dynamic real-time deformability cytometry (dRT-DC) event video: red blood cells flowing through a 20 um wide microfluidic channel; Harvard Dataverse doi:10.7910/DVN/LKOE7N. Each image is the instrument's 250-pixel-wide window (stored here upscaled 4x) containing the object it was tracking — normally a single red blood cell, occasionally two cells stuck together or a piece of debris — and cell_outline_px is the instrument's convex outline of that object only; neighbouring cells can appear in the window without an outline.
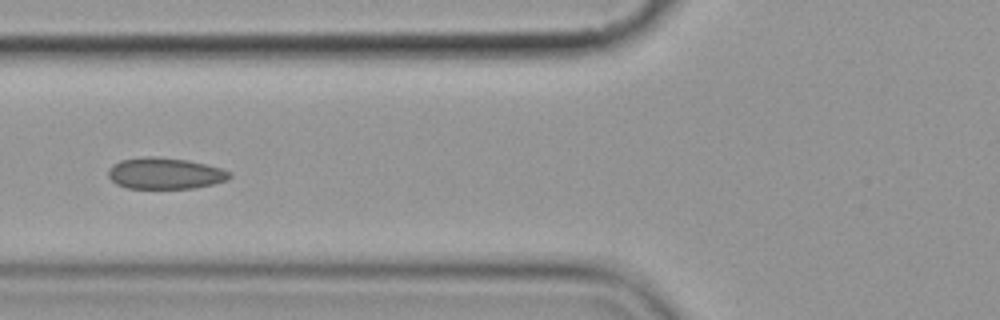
{"species": "common noctule bat (a hibernating species)", "species_latin": "Nyctalus noctula", "temperature_condition": "cold", "stored_images_in_passage": 15, "camera_frame_rate_fps": 3000, "um_per_image_px": 0.085, "animal": {"sex": "female", "body_mass_g": 19.9}, "frame": {"image": 1, "passage_image": 5, "time_ms": 5.667, "image_size_px": [1000, 320], "cell_outline_px": [[232, 176], [228, 180], [196, 188], [128, 188], [116, 184], [108, 176], [108, 168], [112, 164], [120, 160], [148, 156], [152, 156], [188, 160], [220, 168], [232, 172]], "centroid_in_image_um": [14.02, 14.74], "position_along_channel_um": 111.8, "area_um2": 22.2}}
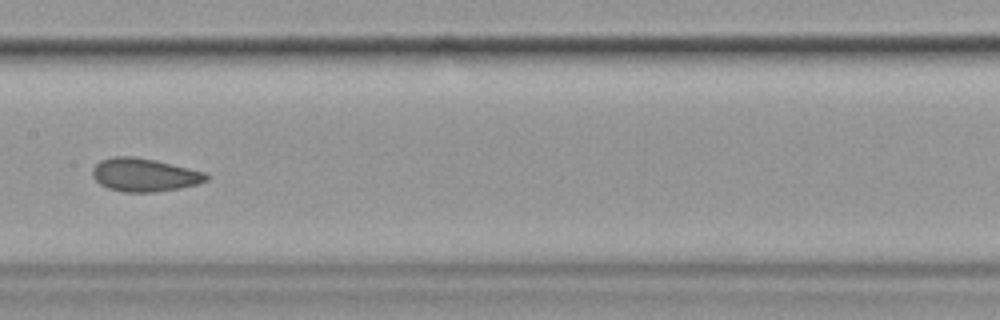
{"frame": {"image": 2, "passage_image": 7, "time_ms": 8.0, "image_size_px": [1000, 320], "cell_outline_px": [[208, 180], [196, 184], [180, 188], [156, 192], [124, 192], [108, 188], [100, 184], [92, 176], [92, 168], [100, 160], [112, 156], [132, 156], [156, 160], [204, 172], [208, 176]], "centroid_in_image_um": [12.23, 14.86], "position_along_channel_um": 195.2, "area_um2": 22.02}}
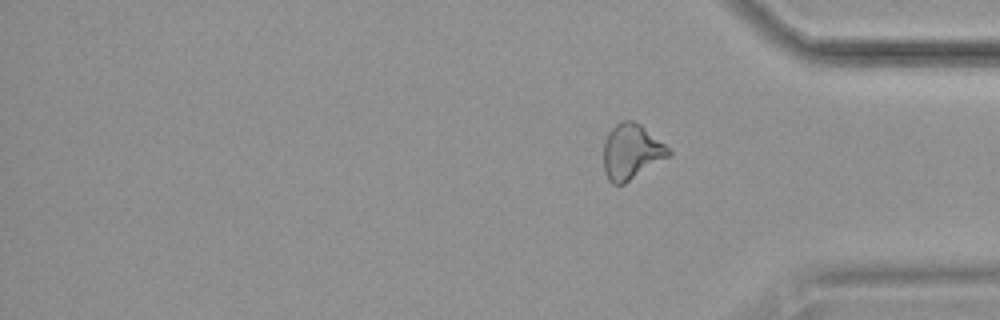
{"frame": {"image": 3, "passage_image": 15, "time_ms": 18.0, "image_size_px": [1000, 320], "cell_outline_px": [[672, 156], [624, 184], [612, 184], [608, 180], [604, 172], [604, 144], [608, 132], [620, 120], [632, 120], [640, 124], [664, 144], [672, 152]], "centroid_in_image_um": [53.68, 12.91], "position_along_channel_um": 381.5, "area_um2": 21.1}, "authors_computed_cell_mechanics": {"area_um2": 22.1952, "velocity_mm_per_s": 3.5737, "shape_relaxation_time_tau1_ms": 5.7353, "shape_relaxation_time_tau2_ms": 0.844, "deformation_change_tau1": 0.1041, "deformation_change_tau2": 0.0349}}